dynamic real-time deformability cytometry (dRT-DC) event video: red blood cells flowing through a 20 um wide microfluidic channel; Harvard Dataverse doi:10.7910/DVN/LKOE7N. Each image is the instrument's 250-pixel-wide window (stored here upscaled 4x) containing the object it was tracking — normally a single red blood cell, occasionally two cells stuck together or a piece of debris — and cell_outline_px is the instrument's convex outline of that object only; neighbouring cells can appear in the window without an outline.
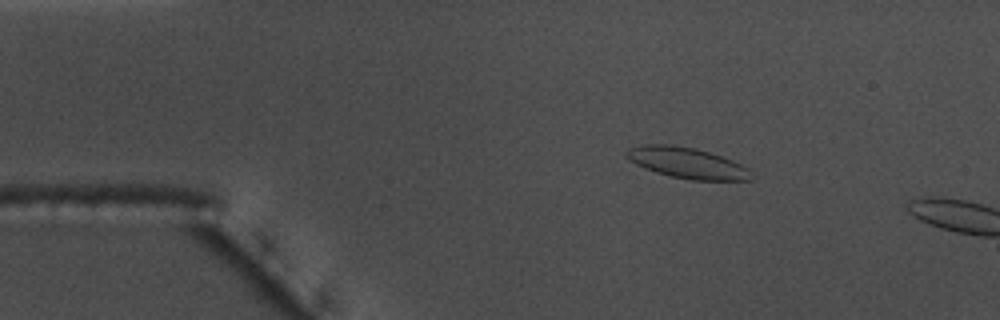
{"species": "common noctule bat (a hibernating species)", "species_latin": "Nyctalus noctula", "temperature_condition": "warm", "stored_images_in_passage": 12, "camera_frame_rate_fps": 3000, "um_per_image_px": 0.085, "animal": {"sex": "male", "body_mass_g": 17.5, "forearm_length_mm": 52.3}, "frame": {"image": 1, "passage_image": 9, "time_ms": 2.667, "image_size_px": [1000, 320], "cell_outline_px": [[752, 180], [692, 180], [672, 176], [656, 172], [644, 168], [636, 164], [624, 156], [624, 152], [628, 148], [644, 144], [672, 144], [696, 148], [732, 160], [748, 168]], "centroid_in_image_um": [58.35, 13.83], "position_along_channel_um": 26.7, "area_um2": 22.37}}